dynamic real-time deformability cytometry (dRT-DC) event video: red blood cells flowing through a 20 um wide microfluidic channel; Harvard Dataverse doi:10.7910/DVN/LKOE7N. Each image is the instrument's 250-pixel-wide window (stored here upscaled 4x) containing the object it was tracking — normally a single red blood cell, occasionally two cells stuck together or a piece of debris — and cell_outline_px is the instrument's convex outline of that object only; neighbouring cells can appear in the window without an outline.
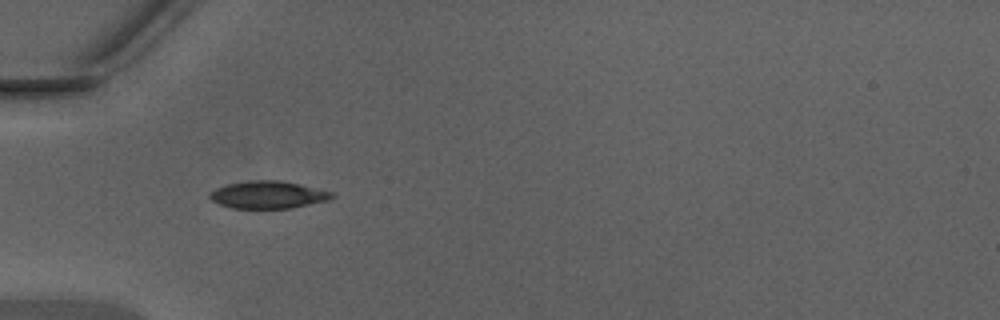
{"species": "Egyptian fruit bat (a non-hibernating species)", "species_latin": "Rousettus aegyptiacus", "temperature_condition": "warm", "stored_images_in_passage": 30, "camera_frame_rate_fps": 3000, "um_per_image_px": 0.085, "animal": {"sex": "male"}, "frame": {"image": 1, "passage_image": 1, "time_ms": 0.0, "image_size_px": [1000, 320], "cell_outline_px": [[336, 196], [328, 200], [288, 208], [232, 208], [220, 204], [212, 200], [208, 196], [208, 192], [216, 188], [228, 184], [248, 180], [280, 180], [300, 184], [332, 192]], "centroid_in_image_um": [22.75, 16.54], "position_along_channel_um": 62.2, "area_um2": 19.42}}
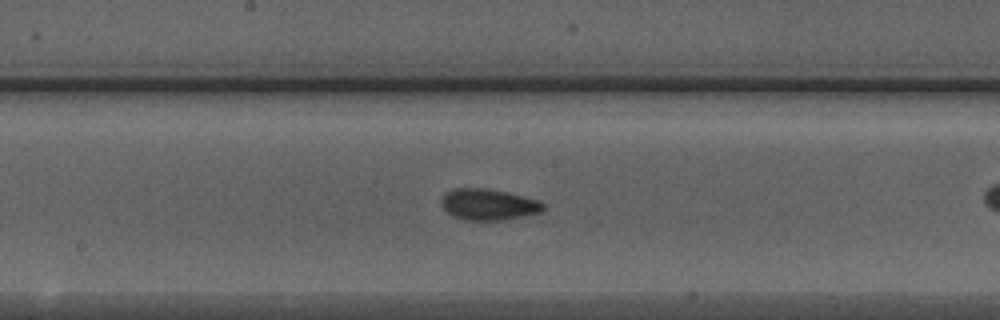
{"frame": {"image": 2, "passage_image": 8, "time_ms": 2.333, "image_size_px": [1000, 320], "cell_outline_px": [[544, 208], [540, 212], [524, 216], [500, 220], [464, 220], [452, 216], [440, 204], [440, 200], [444, 192], [452, 188], [484, 188], [504, 192], [540, 200], [544, 204]], "centroid_in_image_um": [41.46, 17.38], "position_along_channel_um": 206.7, "area_um2": 18.55}}
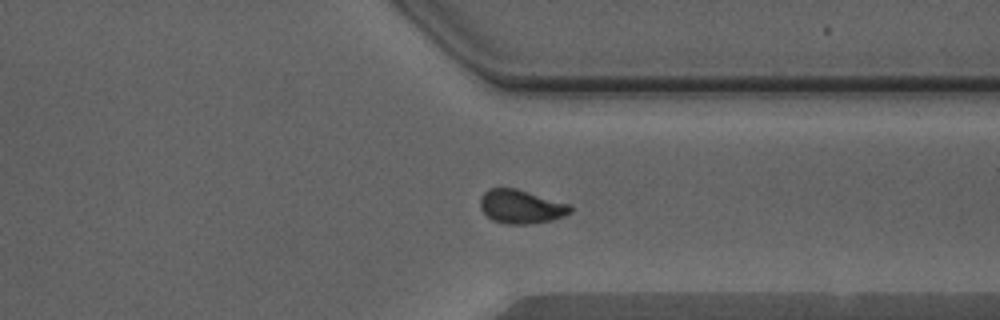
{"frame": {"image": 3, "passage_image": 19, "time_ms": 6.0, "image_size_px": [1000, 320], "cell_outline_px": [[572, 212], [564, 216], [548, 220], [528, 224], [508, 224], [492, 220], [480, 208], [480, 196], [488, 188], [516, 188], [572, 204]], "centroid_in_image_um": [44.3, 17.54], "position_along_channel_um": 367.1, "area_um2": 17.8}, "authors_computed_cell_mechanics": {"area_um2": 17.8313, "velocity_mm_per_s": 4.3771, "shape_relaxation_time_tau1_ms": 4.4856, "shape_relaxation_time_tau2_ms": null, "deformation_change_tau1": 0.1175, "deformation_change_tau2": null}}